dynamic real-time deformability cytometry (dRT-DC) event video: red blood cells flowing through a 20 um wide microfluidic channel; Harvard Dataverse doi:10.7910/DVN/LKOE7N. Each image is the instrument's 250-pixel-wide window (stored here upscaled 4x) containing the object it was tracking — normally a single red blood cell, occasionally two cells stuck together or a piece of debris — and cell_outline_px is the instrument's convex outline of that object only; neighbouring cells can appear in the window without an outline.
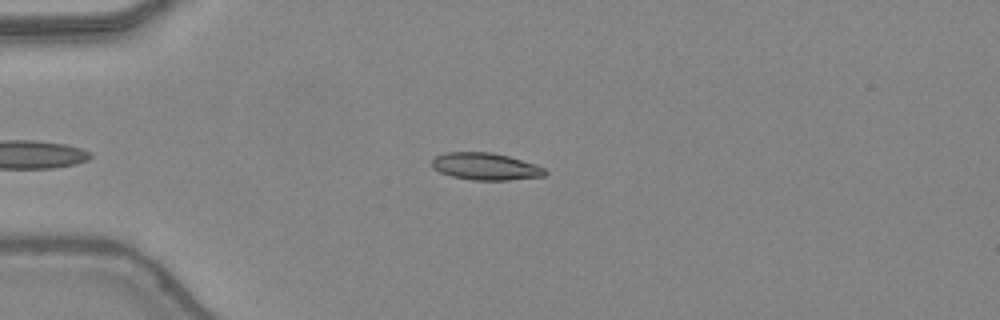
{"species": "common noctule bat (a hibernating species)", "species_latin": "Nyctalus noctula", "temperature_condition": "warm", "stored_images_in_passage": 33, "camera_frame_rate_fps": 3000, "um_per_image_px": 0.085, "animal": {"sex": "female", "body_mass_g": 24.6, "forearm_length_mm": 56.2}, "frame": {"image": 1, "passage_image": 2, "time_ms": 0.333, "image_size_px": [1000, 320], "cell_outline_px": [[548, 172], [544, 176], [508, 180], [472, 180], [452, 176], [440, 172], [432, 168], [432, 160], [436, 156], [448, 152], [492, 152], [508, 156], [536, 164], [544, 168]], "centroid_in_image_um": [41.28, 14.15], "position_along_channel_um": 43.7, "area_um2": 17.86}}
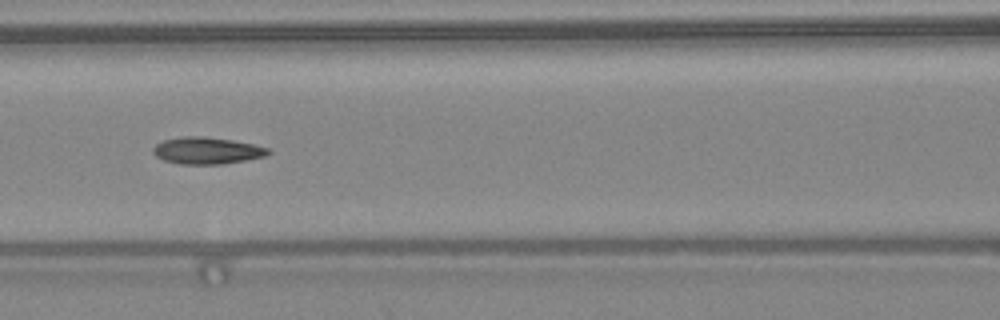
{"frame": {"image": 2, "passage_image": 11, "time_ms": 3.333, "image_size_px": [1000, 320], "cell_outline_px": [[272, 152], [264, 156], [244, 160], [220, 164], [180, 164], [164, 160], [156, 156], [152, 152], [152, 148], [156, 144], [164, 140], [184, 136], [204, 136], [232, 140], [252, 144], [268, 148]], "centroid_in_image_um": [17.56, 12.79], "position_along_channel_um": 149.0, "area_um2": 17.86}}
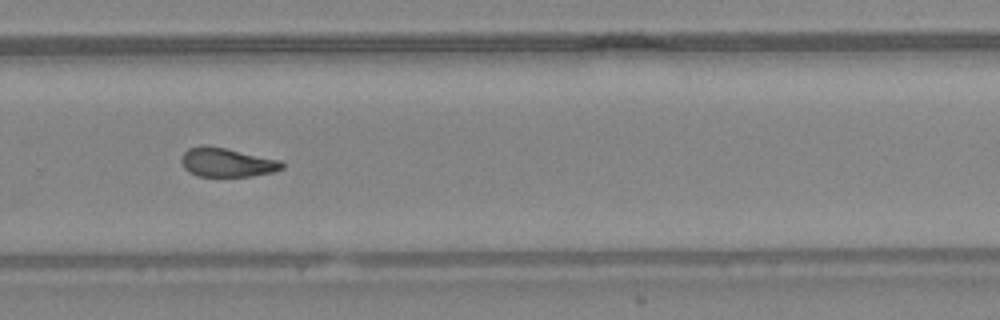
{"frame": {"image": 3, "passage_image": 22, "time_ms": 7.0, "image_size_px": [1000, 320], "cell_outline_px": [[284, 168], [276, 172], [252, 176], [196, 176], [188, 172], [184, 168], [180, 160], [180, 156], [188, 148], [204, 144], [224, 148], [280, 160], [284, 164]], "centroid_in_image_um": [19.26, 13.81], "position_along_channel_um": 310.5, "area_um2": 17.17}, "authors_computed_cell_mechanics": {"area_um2": 17.8024, "velocity_mm_per_s": 4.4255, "shape_relaxation_time_tau1_ms": null, "shape_relaxation_time_tau2_ms": 2.568, "deformation_change_tau1": null, "deformation_change_tau2": 0.1004}}